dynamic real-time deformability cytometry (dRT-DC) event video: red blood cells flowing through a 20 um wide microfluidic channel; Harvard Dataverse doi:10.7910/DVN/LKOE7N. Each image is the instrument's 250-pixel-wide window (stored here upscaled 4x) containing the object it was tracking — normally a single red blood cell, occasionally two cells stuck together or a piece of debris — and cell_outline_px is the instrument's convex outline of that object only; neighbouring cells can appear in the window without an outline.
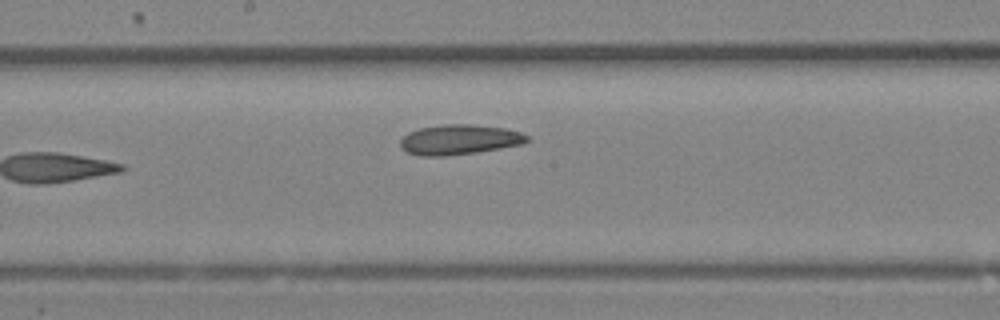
{"species": "Egyptian fruit bat (a non-hibernating species)", "species_latin": "Rousettus aegyptiacus", "temperature_condition": "room temperature", "stored_images_in_passage": 16, "camera_frame_rate_fps": 3000, "um_per_image_px": 0.085, "animal": {"sex": "female"}, "frame": {"image": 1, "passage_image": 16, "time_ms": 5.0, "image_size_px": [1000, 320], "cell_outline_px": [[532, 140], [524, 144], [476, 152], [444, 156], [420, 156], [408, 152], [400, 148], [400, 140], [408, 132], [420, 128], [444, 124], [472, 124], [504, 128], [520, 132], [528, 136]], "centroid_in_image_um": [39.05, 11.86], "position_along_channel_um": 209.1, "area_um2": 22.25}}